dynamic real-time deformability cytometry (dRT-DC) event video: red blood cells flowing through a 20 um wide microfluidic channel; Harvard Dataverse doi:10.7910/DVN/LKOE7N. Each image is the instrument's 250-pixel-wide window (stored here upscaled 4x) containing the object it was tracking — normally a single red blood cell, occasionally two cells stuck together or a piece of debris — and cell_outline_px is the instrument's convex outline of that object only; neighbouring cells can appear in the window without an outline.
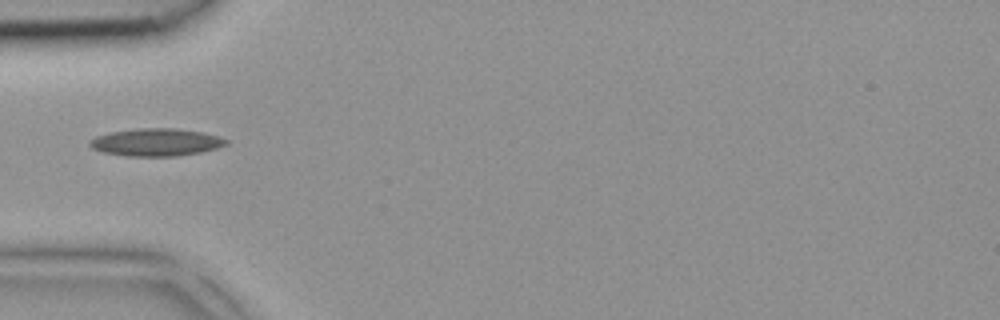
{"species": "common noctule bat (a hibernating species)", "species_latin": "Nyctalus noctula", "temperature_condition": "room temperature", "stored_images_in_passage": 2, "camera_frame_rate_fps": 3000, "um_per_image_px": 0.085, "animal": {"sex": "female", "body_mass_g": 18.4}, "frame": {"image": 1, "passage_image": 1, "time_ms": 0.0, "image_size_px": [1000, 320], "cell_outline_px": [[228, 144], [216, 148], [200, 152], [176, 156], [124, 156], [104, 152], [92, 148], [88, 144], [88, 140], [96, 136], [108, 132], [136, 128], [176, 128], [204, 132], [228, 140]], "centroid_in_image_um": [13.23, 12.08], "position_along_channel_um": 71.8, "area_um2": 22.02}}